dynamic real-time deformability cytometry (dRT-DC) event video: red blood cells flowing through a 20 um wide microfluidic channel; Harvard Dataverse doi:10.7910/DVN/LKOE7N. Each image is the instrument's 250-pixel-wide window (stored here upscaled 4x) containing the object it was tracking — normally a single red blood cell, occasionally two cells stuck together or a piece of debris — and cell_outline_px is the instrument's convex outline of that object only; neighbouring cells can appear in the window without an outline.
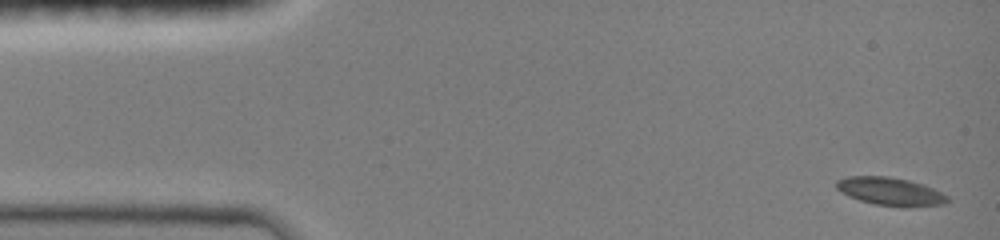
{"species": "common noctule bat (a hibernating species)", "species_latin": "Nyctalus noctula", "temperature_condition": "room temperature", "stored_images_in_passage": 8, "camera_frame_rate_fps": 3000, "um_per_image_px": 0.085, "animal": {"sex": "female", "body_mass_g": 19.0, "forearm_length_mm": 51.5}, "frame": {"image": 1, "passage_image": 1, "time_ms": 0.0, "image_size_px": [1000, 240], "cell_outline_px": [[952, 200], [944, 204], [908, 208], [900, 208], [876, 204], [860, 200], [848, 196], [840, 192], [836, 188], [836, 180], [848, 176], [888, 176], [908, 180], [924, 184], [948, 196]], "centroid_in_image_um": [75.7, 16.29], "position_along_channel_um": 9.3, "area_um2": 18.5}}
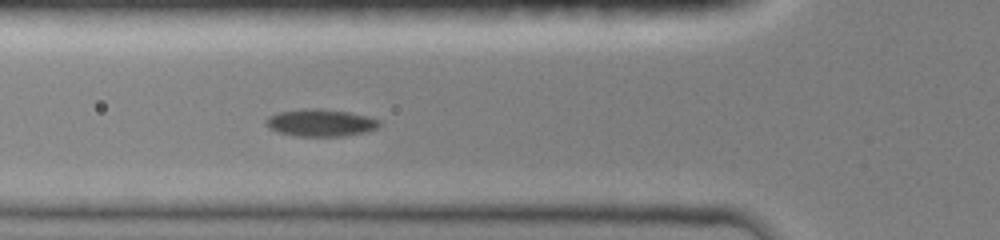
{"frame": {"image": 2, "passage_image": 8, "time_ms": 2.333, "image_size_px": [1000, 240], "cell_outline_px": [[380, 124], [376, 128], [364, 132], [340, 136], [296, 136], [276, 132], [268, 128], [264, 124], [264, 120], [268, 116], [280, 112], [304, 108], [316, 108], [348, 112], [368, 116], [380, 120]], "centroid_in_image_um": [27.18, 10.43], "position_along_channel_um": 98.6, "area_um2": 18.03}}